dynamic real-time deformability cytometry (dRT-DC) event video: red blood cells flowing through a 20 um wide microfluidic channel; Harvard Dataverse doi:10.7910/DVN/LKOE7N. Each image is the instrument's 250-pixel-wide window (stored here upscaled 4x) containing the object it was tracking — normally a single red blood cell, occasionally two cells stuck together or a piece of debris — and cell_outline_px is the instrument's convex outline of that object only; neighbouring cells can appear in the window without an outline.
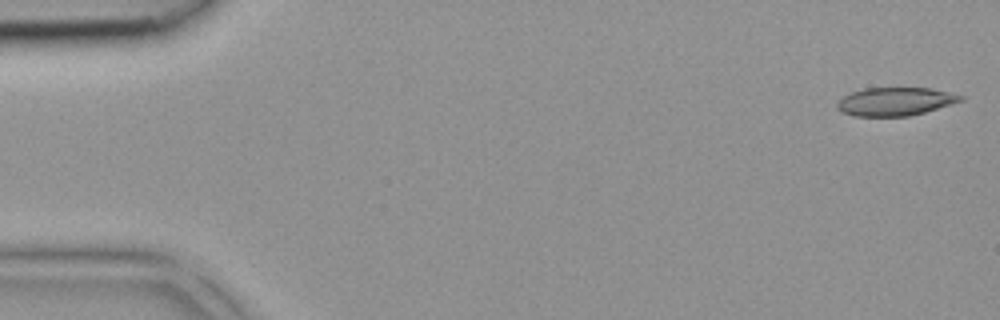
{"species": "common noctule bat (a hibernating species)", "species_latin": "Nyctalus noctula", "temperature_condition": "room temperature", "stored_images_in_passage": 41, "camera_frame_rate_fps": 3000, "um_per_image_px": 0.085, "animal": {"sex": "female", "body_mass_g": 18.4}, "frame": {"image": 1, "passage_image": 1, "time_ms": 0.0, "image_size_px": [1000, 320], "cell_outline_px": [[964, 100], [924, 112], [908, 116], [852, 116], [840, 112], [836, 108], [836, 104], [844, 96], [852, 92], [864, 88], [932, 88], [964, 96]], "centroid_in_image_um": [76.06, 8.63], "position_along_channel_um": 8.9, "area_um2": 20.29}}
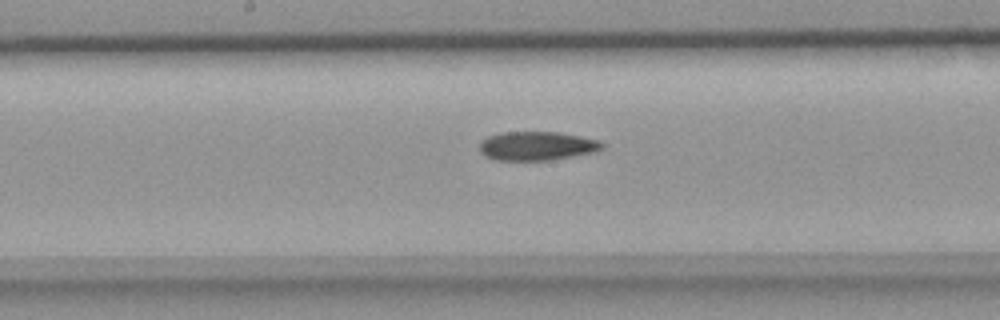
{"frame": {"image": 2, "passage_image": 21, "time_ms": 6.667, "image_size_px": [1000, 320], "cell_outline_px": [[604, 148], [596, 152], [552, 160], [496, 160], [484, 156], [480, 152], [480, 140], [488, 136], [500, 132], [560, 132], [600, 140], [604, 144]], "centroid_in_image_um": [45.65, 12.4], "position_along_channel_um": 202.6, "area_um2": 20.92}}
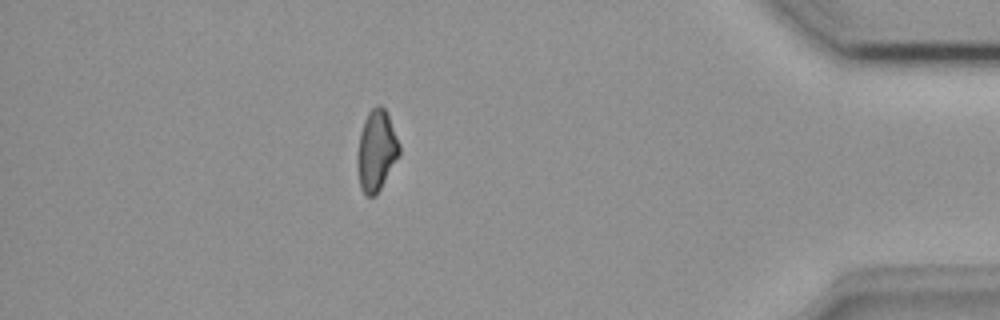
{"frame": {"image": 3, "passage_image": 36, "time_ms": 11.667, "image_size_px": [1000, 320], "cell_outline_px": [[400, 156], [376, 196], [368, 196], [360, 188], [356, 164], [356, 160], [360, 132], [364, 120], [368, 112], [376, 104], [380, 104], [388, 112], [400, 144]], "centroid_in_image_um": [32.0, 12.79], "position_along_channel_um": 403.2, "area_um2": 20.23}}